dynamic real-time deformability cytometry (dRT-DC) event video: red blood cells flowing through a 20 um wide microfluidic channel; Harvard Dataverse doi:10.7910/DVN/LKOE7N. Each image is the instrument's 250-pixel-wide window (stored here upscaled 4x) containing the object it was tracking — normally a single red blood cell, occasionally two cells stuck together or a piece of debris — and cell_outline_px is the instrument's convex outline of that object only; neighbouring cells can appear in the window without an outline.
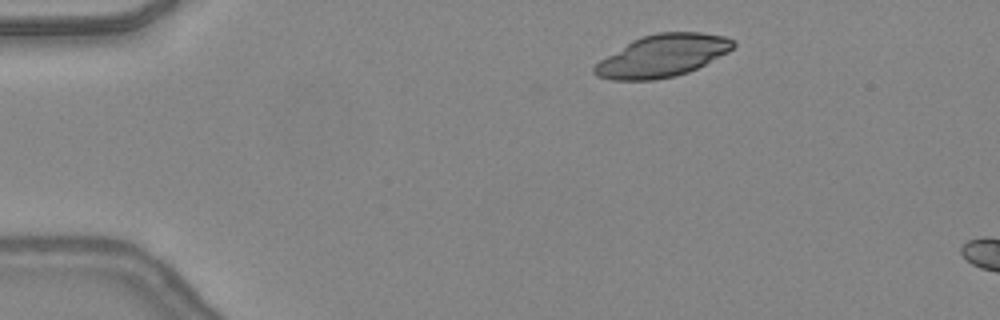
{"species": "common noctule bat (a hibernating species)", "species_latin": "Nyctalus noctula", "temperature_condition": "warm", "stored_images_in_passage": 6, "camera_frame_rate_fps": 3000, "um_per_image_px": 0.085, "animal": {"sex": "female", "body_mass_g": 24.6, "forearm_length_mm": 56.2}, "frame": {"image": 1, "passage_image": 1, "time_ms": 0.0, "image_size_px": [1000, 320], "cell_outline_px": [[736, 44], [728, 52], [688, 72], [676, 76], [656, 80], [612, 80], [596, 76], [592, 72], [592, 68], [600, 60], [632, 40], [656, 32], [700, 32], [724, 36], [732, 40]], "centroid_in_image_um": [56.28, 4.75], "position_along_channel_um": 28.7, "area_um2": 33.99}}